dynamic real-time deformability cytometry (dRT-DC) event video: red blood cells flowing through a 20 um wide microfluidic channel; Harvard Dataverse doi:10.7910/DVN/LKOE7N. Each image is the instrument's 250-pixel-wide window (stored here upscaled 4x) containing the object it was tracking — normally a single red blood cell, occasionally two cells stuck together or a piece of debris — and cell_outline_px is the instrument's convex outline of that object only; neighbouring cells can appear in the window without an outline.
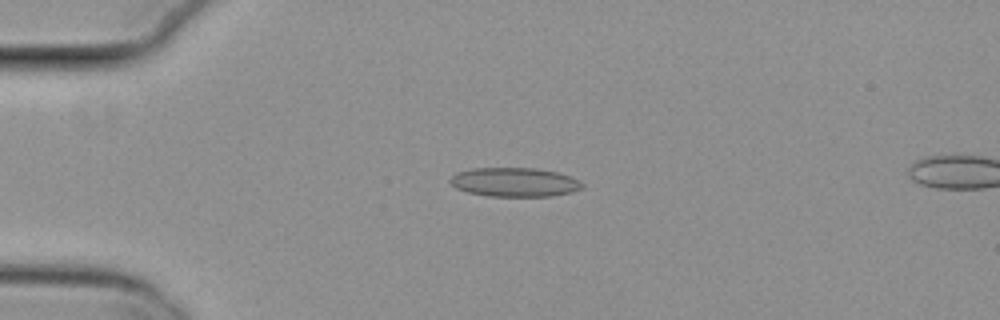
{"species": "common noctule bat (a hibernating species)", "species_latin": "Nyctalus noctula", "temperature_condition": "cold", "stored_images_in_passage": 42, "camera_frame_rate_fps": 3000, "um_per_image_px": 0.085, "animal": {"sex": "female", "body_mass_g": 29.2, "forearm_length_mm": 56.3}, "frame": {"image": 1, "passage_image": 1, "time_ms": 0.0, "image_size_px": [1000, 320], "cell_outline_px": [[584, 188], [572, 192], [552, 196], [488, 196], [468, 192], [456, 188], [448, 180], [456, 172], [472, 168], [536, 168], [556, 172], [568, 176], [584, 184]], "centroid_in_image_um": [43.72, 15.48], "position_along_channel_um": 41.3, "area_um2": 22.31}}
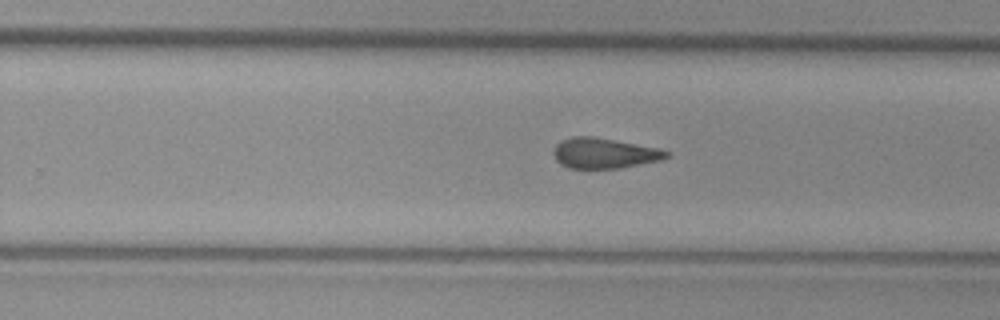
{"frame": {"image": 2, "passage_image": 22, "time_ms": 7.0, "image_size_px": [1000, 320], "cell_outline_px": [[668, 156], [660, 160], [620, 168], [568, 168], [560, 164], [556, 160], [552, 152], [556, 144], [560, 140], [572, 136], [592, 136], [660, 148], [668, 152]], "centroid_in_image_um": [51.31, 13.01], "position_along_channel_um": 278.5, "area_um2": 20.0}}
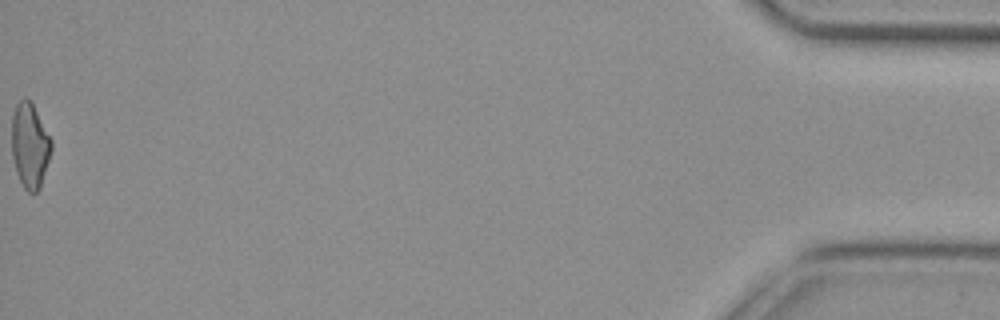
{"frame": {"image": 3, "passage_image": 42, "time_ms": 13.667, "image_size_px": [1000, 320], "cell_outline_px": [[52, 148], [40, 188], [36, 192], [28, 192], [24, 188], [16, 172], [12, 156], [12, 116], [16, 104], [24, 96], [32, 104], [52, 140]], "centroid_in_image_um": [2.53, 12.37], "position_along_channel_um": 432.7, "area_um2": 19.42}, "authors_computed_cell_mechanics": {"area_um2": 20.3745, "velocity_mm_per_s": 3.8254, "shape_relaxation_time_tau1_ms": null, "shape_relaxation_time_tau2_ms": 2.676, "deformation_change_tau1": null, "deformation_change_tau2": 0.1041}}